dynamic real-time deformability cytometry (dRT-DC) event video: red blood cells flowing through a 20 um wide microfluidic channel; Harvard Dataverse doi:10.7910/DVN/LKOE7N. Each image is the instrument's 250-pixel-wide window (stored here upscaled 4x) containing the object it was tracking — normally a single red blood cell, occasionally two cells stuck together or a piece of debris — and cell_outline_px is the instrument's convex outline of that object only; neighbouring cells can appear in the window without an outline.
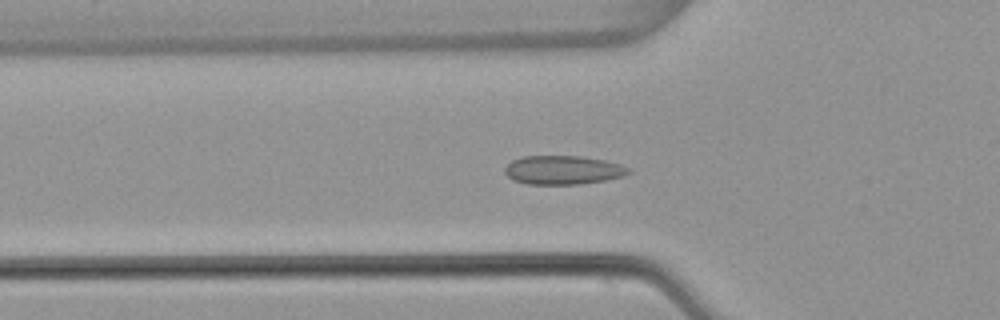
{"species": "common noctule bat (a hibernating species)", "species_latin": "Nyctalus noctula", "temperature_condition": "warm", "stored_images_in_passage": 45, "camera_frame_rate_fps": 3000, "um_per_image_px": 0.085, "animal": {"sex": "female", "body_mass_g": 22.7, "forearm_length_mm": 54.2}, "frame": {"image": 1, "passage_image": 10, "time_ms": 3.0, "image_size_px": [1000, 320], "cell_outline_px": [[632, 172], [624, 176], [604, 180], [580, 184], [528, 184], [512, 180], [504, 172], [504, 168], [512, 160], [524, 156], [580, 156], [604, 160], [620, 164], [628, 168]], "centroid_in_image_um": [47.84, 14.45], "position_along_channel_um": 78.0, "area_um2": 20.75}}
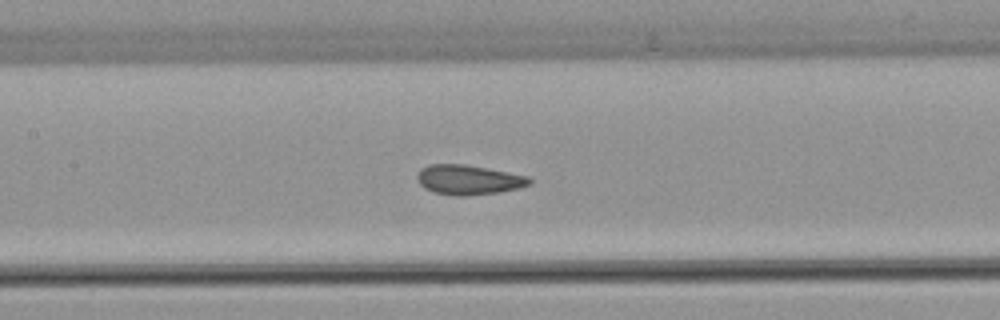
{"frame": {"image": 2, "passage_image": 17, "time_ms": 5.333, "image_size_px": [1000, 320], "cell_outline_px": [[532, 180], [528, 184], [520, 188], [500, 192], [468, 196], [456, 196], [432, 192], [424, 188], [416, 180], [416, 176], [420, 168], [428, 164], [464, 164], [528, 176]], "centroid_in_image_um": [39.77, 15.29], "position_along_channel_um": 167.6, "area_um2": 19.59}}
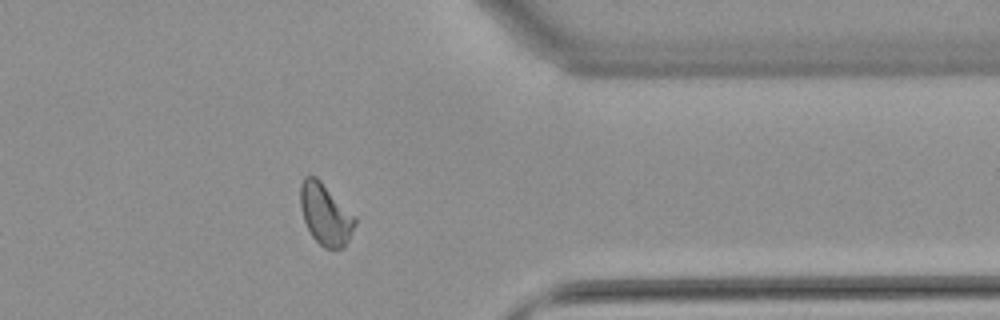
{"frame": {"image": 3, "passage_image": 35, "time_ms": 11.333, "image_size_px": [1000, 320], "cell_outline_px": [[356, 224], [344, 248], [324, 248], [312, 236], [304, 220], [300, 208], [300, 184], [304, 176], [316, 176], [356, 216]], "centroid_in_image_um": [27.66, 18.2], "position_along_channel_um": 383.7, "area_um2": 19.54}, "authors_computed_cell_mechanics": {"area_um2": 19.363, "velocity_mm_per_s": 3.8117, "shape_relaxation_time_tau1_ms": null, "shape_relaxation_time_tau2_ms": 1.0368, "deformation_change_tau1": null, "deformation_change_tau2": 0.0388}}